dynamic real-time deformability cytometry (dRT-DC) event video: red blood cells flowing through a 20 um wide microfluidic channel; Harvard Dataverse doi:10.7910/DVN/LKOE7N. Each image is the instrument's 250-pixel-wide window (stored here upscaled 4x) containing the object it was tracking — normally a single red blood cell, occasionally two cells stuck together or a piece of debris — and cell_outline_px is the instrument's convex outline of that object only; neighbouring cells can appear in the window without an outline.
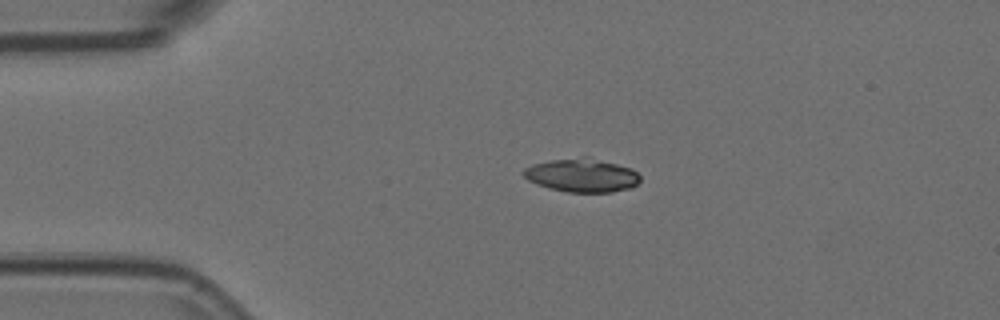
{"species": "Egyptian fruit bat (a non-hibernating species)", "species_latin": "Rousettus aegyptiacus", "temperature_condition": "room temperature", "stored_images_in_passage": 4, "camera_frame_rate_fps": 3000, "um_per_image_px": 0.085, "animal": {"sex": "female"}, "frame": {"image": 1, "passage_image": 3, "time_ms": 0.667, "image_size_px": [1000, 320], "cell_outline_px": [[640, 180], [632, 188], [612, 192], [568, 192], [548, 188], [536, 184], [528, 180], [520, 172], [524, 168], [532, 164], [552, 160], [584, 156], [588, 156], [632, 168], [640, 176]], "centroid_in_image_um": [49.45, 14.89], "position_along_channel_um": 35.6, "area_um2": 23.0}}